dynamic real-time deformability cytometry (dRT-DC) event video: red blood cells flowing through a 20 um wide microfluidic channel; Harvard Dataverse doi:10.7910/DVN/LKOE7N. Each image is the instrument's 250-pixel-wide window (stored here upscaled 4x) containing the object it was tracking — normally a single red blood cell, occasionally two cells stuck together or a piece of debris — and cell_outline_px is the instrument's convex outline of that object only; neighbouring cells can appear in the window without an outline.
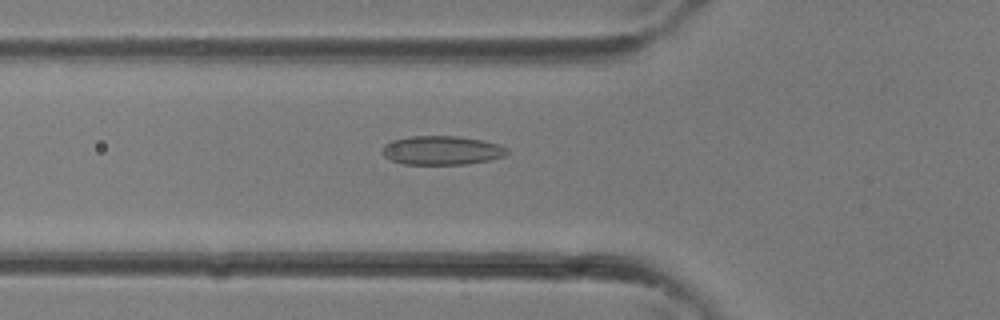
{"species": "common noctule bat (a hibernating species)", "species_latin": "Nyctalus noctula", "temperature_condition": "room temperature", "stored_images_in_passage": 26, "camera_frame_rate_fps": 3000, "um_per_image_px": 0.085, "animal": {"sex": "female"}, "frame": {"image": 1, "passage_image": 4, "time_ms": 1.0, "image_size_px": [1000, 320], "cell_outline_px": [[508, 152], [504, 156], [488, 160], [464, 164], [404, 164], [392, 160], [384, 156], [380, 152], [384, 144], [392, 140], [408, 136], [460, 136], [500, 144], [508, 148]], "centroid_in_image_um": [37.52, 12.77], "position_along_channel_um": 88.3, "area_um2": 21.1}}
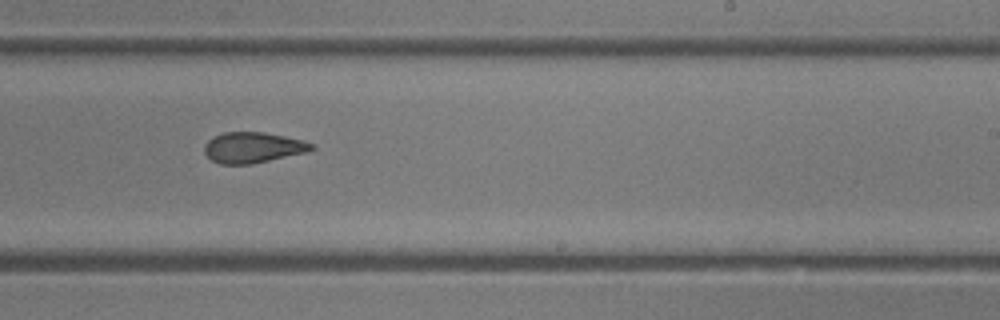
{"frame": {"image": 2, "passage_image": 13, "time_ms": 4.0, "image_size_px": [1000, 320], "cell_outline_px": [[316, 148], [308, 152], [252, 164], [220, 164], [212, 160], [204, 152], [204, 144], [208, 140], [224, 132], [264, 132], [304, 140], [316, 144]], "centroid_in_image_um": [21.55, 12.54], "position_along_channel_um": 267.5, "area_um2": 19.31}}
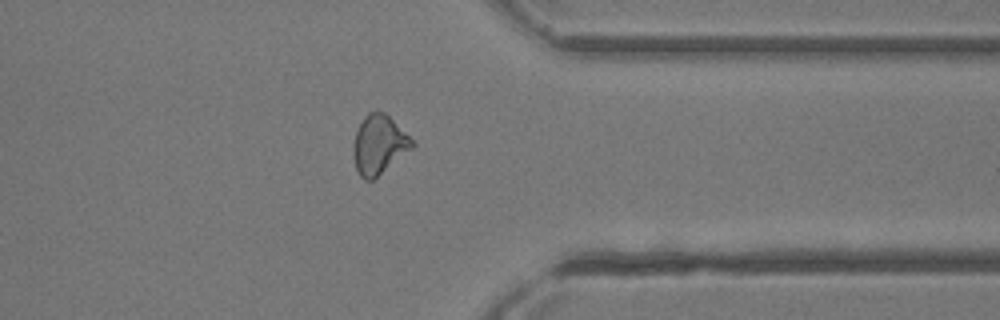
{"frame": {"image": 3, "passage_image": 19, "time_ms": 6.0, "image_size_px": [1000, 320], "cell_outline_px": [[416, 144], [412, 148], [372, 180], [364, 180], [360, 176], [356, 168], [352, 152], [352, 144], [356, 132], [364, 116], [368, 112], [376, 108], [384, 112]], "centroid_in_image_um": [32.16, 12.27], "position_along_channel_um": 379.2, "area_um2": 20.0}}